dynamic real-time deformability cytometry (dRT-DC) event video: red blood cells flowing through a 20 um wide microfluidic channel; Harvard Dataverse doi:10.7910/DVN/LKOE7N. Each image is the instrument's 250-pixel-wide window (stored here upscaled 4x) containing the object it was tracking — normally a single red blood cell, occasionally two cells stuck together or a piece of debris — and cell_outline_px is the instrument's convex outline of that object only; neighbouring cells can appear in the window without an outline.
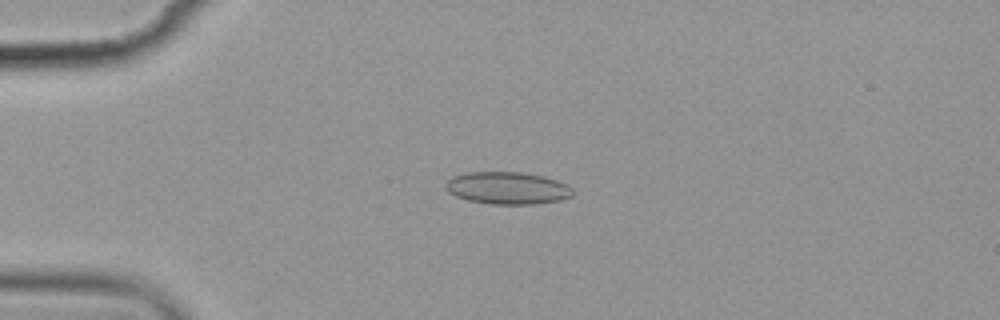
{"species": "common noctule bat (a hibernating species)", "species_latin": "Nyctalus noctula", "temperature_condition": "cold", "stored_images_in_passage": 6, "camera_frame_rate_fps": 3000, "um_per_image_px": 0.085, "animal": {"sex": "female", "body_mass_g": 19.9}, "frame": {"image": 1, "passage_image": 4, "time_ms": 3.667, "image_size_px": [1000, 320], "cell_outline_px": [[572, 196], [560, 200], [532, 204], [492, 204], [468, 200], [456, 196], [448, 192], [444, 184], [452, 176], [468, 172], [524, 172], [544, 176], [568, 184], [572, 188]], "centroid_in_image_um": [43.13, 15.97], "position_along_channel_um": 41.9, "area_um2": 23.99}}